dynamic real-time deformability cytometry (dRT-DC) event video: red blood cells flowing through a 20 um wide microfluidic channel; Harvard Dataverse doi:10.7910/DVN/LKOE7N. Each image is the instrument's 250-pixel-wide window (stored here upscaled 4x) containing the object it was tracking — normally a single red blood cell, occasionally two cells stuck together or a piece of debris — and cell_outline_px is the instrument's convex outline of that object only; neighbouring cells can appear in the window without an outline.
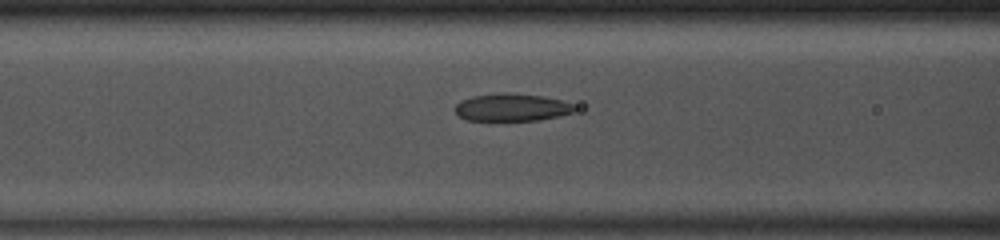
{"species": "common noctule bat (a hibernating species)", "species_latin": "Nyctalus noctula", "temperature_condition": "room temperature", "stored_images_in_passage": 47, "camera_frame_rate_fps": 3000, "um_per_image_px": 0.085, "animal": {"sex": "male", "body_mass_g": 13.0, "forearm_length_mm": 53.1}, "frame": {"image": 1, "passage_image": 18, "time_ms": 5.667, "image_size_px": [1000, 240], "cell_outline_px": [[576, 108], [572, 112], [560, 116], [540, 120], [464, 120], [456, 112], [456, 104], [460, 100], [472, 96], [500, 92], [508, 92], [540, 96], [560, 100], [572, 104]], "centroid_in_image_um": [43.47, 9.12], "position_along_channel_um": 123.1, "area_um2": 19.13}}
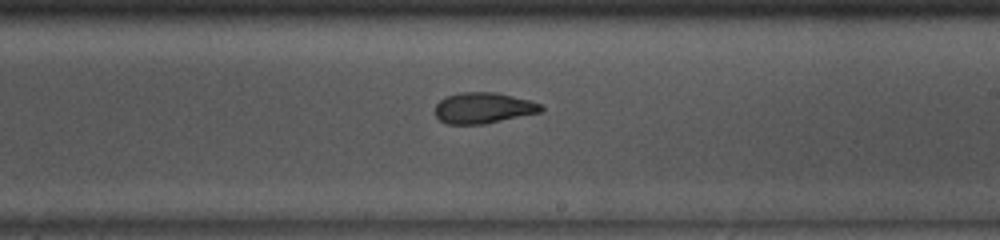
{"frame": {"image": 2, "passage_image": 27, "time_ms": 8.667, "image_size_px": [1000, 240], "cell_outline_px": [[544, 108], [540, 112], [484, 124], [448, 124], [440, 120], [436, 116], [436, 104], [440, 100], [448, 96], [460, 92], [496, 92], [528, 100], [540, 104]], "centroid_in_image_um": [41.06, 9.18], "position_along_channel_um": 247.9, "area_um2": 18.84}}
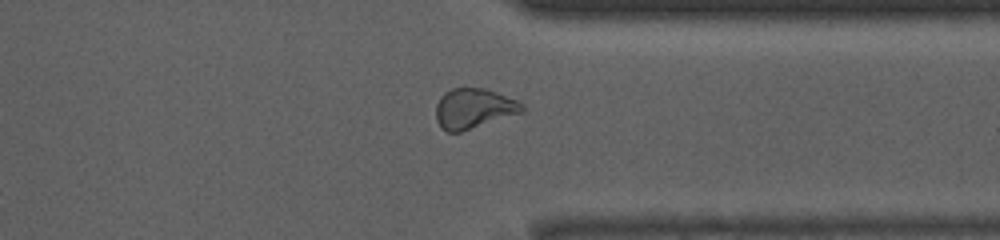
{"frame": {"image": 3, "passage_image": 36, "time_ms": 11.667, "image_size_px": [1000, 240], "cell_outline_px": [[524, 112], [460, 132], [448, 132], [440, 128], [436, 120], [436, 104], [440, 96], [444, 92], [452, 88], [484, 88], [496, 92], [516, 100], [524, 104]], "centroid_in_image_um": [40.24, 9.22], "position_along_channel_um": 371.2, "area_um2": 20.23}, "authors_computed_cell_mechanics": {"area_um2": 20.8658, "velocity_mm_per_s": 4.1593, "shape_relaxation_time_tau1_ms": 4.3439, "shape_relaxation_time_tau2_ms": 1.8207, "deformation_change_tau1": 0.1251, "deformation_change_tau2": 0.073}}